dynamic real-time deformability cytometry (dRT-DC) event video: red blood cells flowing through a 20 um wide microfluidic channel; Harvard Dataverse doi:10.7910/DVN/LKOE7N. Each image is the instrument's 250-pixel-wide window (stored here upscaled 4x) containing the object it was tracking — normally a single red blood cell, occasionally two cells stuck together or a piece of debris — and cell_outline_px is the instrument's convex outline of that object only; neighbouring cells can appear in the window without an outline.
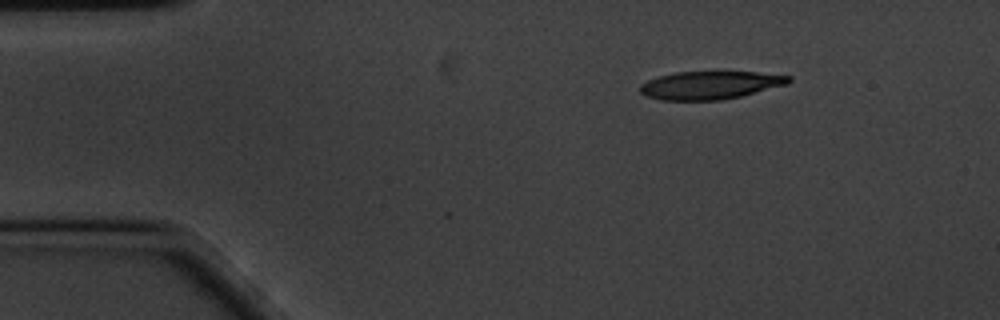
{"species": "common noctule bat (a hibernating species)", "species_latin": "Nyctalus noctula", "temperature_condition": "cold", "stored_images_in_passage": 51, "camera_frame_rate_fps": 3000, "um_per_image_px": 0.085, "animal": {"sex": "male", "body_mass_g": 20.1, "forearm_length_mm": 53.5}, "frame": {"image": 1, "passage_image": 1, "time_ms": 0.0, "image_size_px": [1000, 320], "cell_outline_px": [[792, 80], [788, 84], [740, 96], [720, 100], [660, 100], [648, 96], [640, 92], [640, 84], [648, 80], [660, 76], [676, 72], [756, 72], [792, 76]], "centroid_in_image_um": [60.37, 7.24], "position_along_channel_um": 24.6, "area_um2": 24.1}}
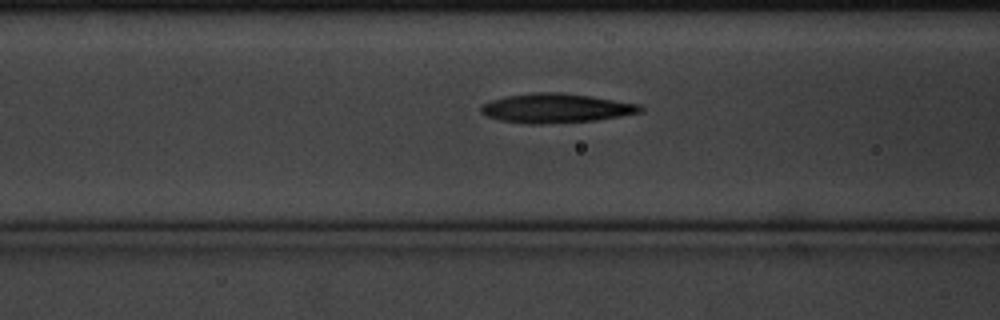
{"frame": {"image": 2, "passage_image": 15, "time_ms": 4.667, "image_size_px": [1000, 320], "cell_outline_px": [[644, 112], [596, 120], [540, 124], [528, 124], [500, 120], [484, 116], [480, 112], [480, 108], [484, 104], [492, 100], [504, 96], [536, 92], [552, 92], [592, 96], [640, 104], [644, 108]], "centroid_in_image_um": [47.26, 9.2], "position_along_channel_um": 119.3, "area_um2": 27.22}}
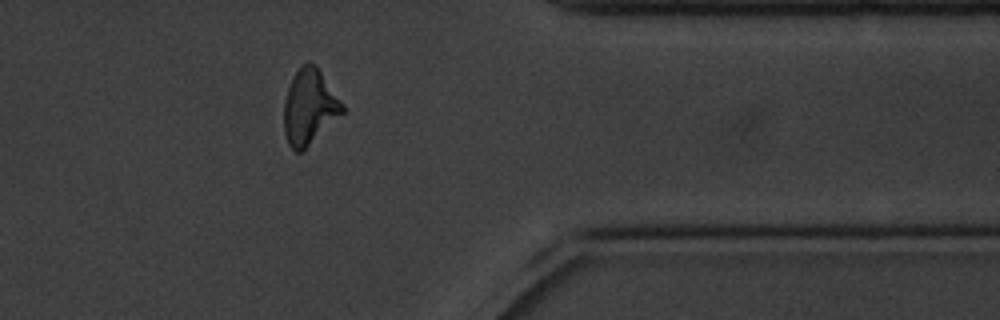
{"frame": {"image": 3, "passage_image": 40, "time_ms": 13.0, "image_size_px": [1000, 320], "cell_outline_px": [[344, 112], [300, 152], [296, 152], [288, 144], [284, 132], [284, 100], [288, 88], [296, 72], [308, 60], [316, 64], [344, 104]], "centroid_in_image_um": [26.3, 9.06], "position_along_channel_um": 385.1, "area_um2": 25.26}, "authors_computed_cell_mechanics": {"area_um2": 25.7788, "velocity_mm_per_s": 3.3711, "shape_relaxation_time_tau1_ms": 3.2432, "shape_relaxation_time_tau2_ms": 3.9635, "deformation_change_tau1": 0.1639, "deformation_change_tau2": 0.1483}}